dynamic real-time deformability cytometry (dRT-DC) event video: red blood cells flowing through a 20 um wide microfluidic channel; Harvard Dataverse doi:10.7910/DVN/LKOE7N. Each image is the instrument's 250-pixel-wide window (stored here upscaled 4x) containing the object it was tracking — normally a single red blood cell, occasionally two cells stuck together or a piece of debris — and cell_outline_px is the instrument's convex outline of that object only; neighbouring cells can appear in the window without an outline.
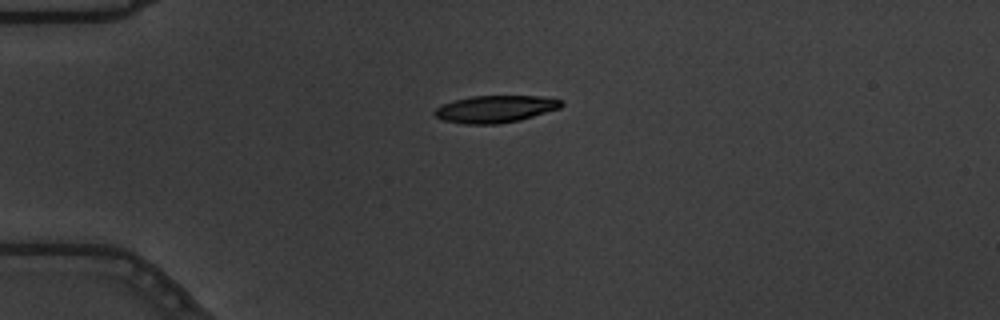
{"species": "common noctule bat (a hibernating species)", "species_latin": "Nyctalus noctula", "temperature_condition": "warm", "stored_images_in_passage": 44, "camera_frame_rate_fps": 3000, "um_per_image_px": 0.085, "animal": {"sex": "male", "body_mass_g": 19.5, "forearm_length_mm": 54.6}, "frame": {"image": 1, "passage_image": 2, "time_ms": 0.333, "image_size_px": [1000, 320], "cell_outline_px": [[564, 104], [560, 108], [520, 120], [496, 124], [464, 124], [444, 120], [436, 116], [432, 112], [436, 108], [444, 104], [456, 100], [472, 96], [544, 96], [564, 100]], "centroid_in_image_um": [42.15, 9.26], "position_along_channel_um": 42.9, "area_um2": 20.0}}
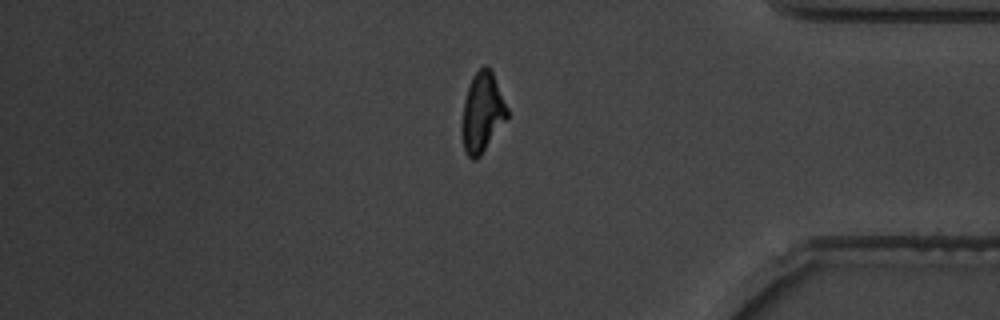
{"frame": {"image": 2, "passage_image": 35, "time_ms": 11.333, "image_size_px": [1000, 320], "cell_outline_px": [[508, 116], [480, 156], [476, 160], [472, 160], [464, 152], [460, 128], [464, 100], [472, 76], [484, 64], [492, 72], [508, 108]], "centroid_in_image_um": [40.95, 9.59], "position_along_channel_um": 394.2, "area_um2": 20.98}}
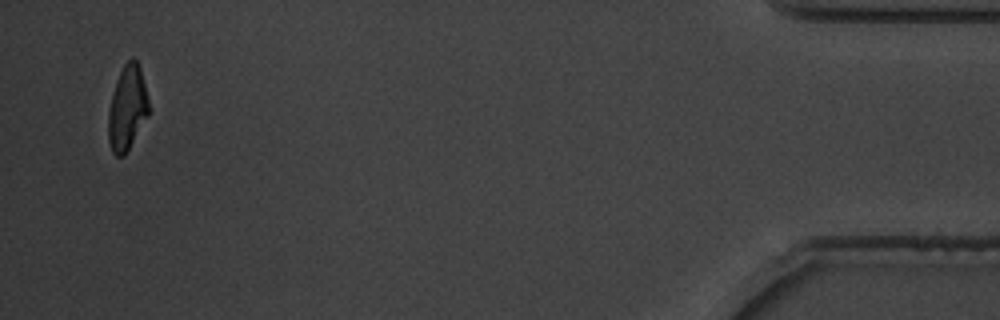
{"frame": {"image": 3, "passage_image": 42, "time_ms": 13.667, "image_size_px": [1000, 320], "cell_outline_px": [[148, 116], [124, 156], [116, 156], [112, 152], [108, 140], [108, 112], [112, 96], [120, 72], [124, 64], [132, 56], [136, 60], [140, 68], [148, 100]], "centroid_in_image_um": [10.8, 9.21], "position_along_channel_um": 424.4, "area_um2": 19.59}, "authors_computed_cell_mechanics": {"area_um2": 21.1548, "velocity_mm_per_s": 3.6625, "shape_relaxation_time_tau1_ms": 3.5949, "shape_relaxation_time_tau2_ms": 2.6128, "deformation_change_tau1": 0.1924, "deformation_change_tau2": 0.1055}}